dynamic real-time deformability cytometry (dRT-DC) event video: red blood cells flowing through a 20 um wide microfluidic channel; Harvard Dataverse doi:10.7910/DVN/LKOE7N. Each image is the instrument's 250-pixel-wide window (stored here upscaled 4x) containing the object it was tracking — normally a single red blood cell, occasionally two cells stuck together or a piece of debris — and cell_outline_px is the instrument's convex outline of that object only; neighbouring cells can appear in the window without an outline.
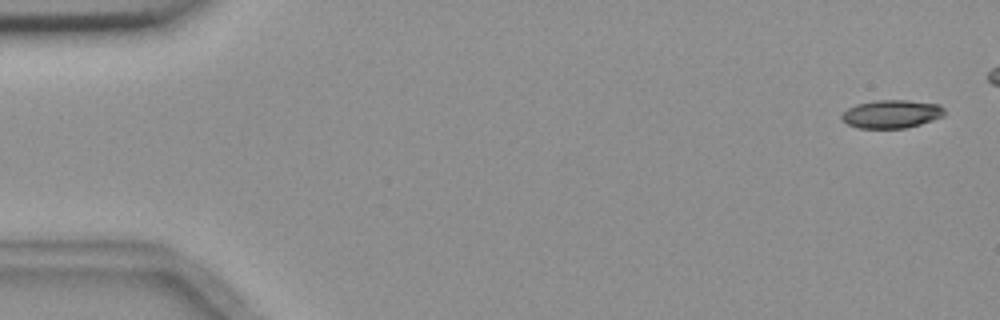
{"species": "common noctule bat (a hibernating species)", "species_latin": "Nyctalus noctula", "temperature_condition": "room temperature", "stored_images_in_passage": 6, "camera_frame_rate_fps": 3000, "um_per_image_px": 0.085, "animal": {"sex": "female", "body_mass_g": 18.4}, "frame": {"image": 1, "passage_image": 1, "time_ms": 0.0, "image_size_px": [1000, 320], "cell_outline_px": [[944, 116], [920, 124], [904, 128], [860, 128], [848, 124], [840, 120], [840, 116], [848, 108], [856, 104], [876, 100], [908, 100], [940, 104], [944, 108]], "centroid_in_image_um": [75.77, 9.68], "position_along_channel_um": 9.2, "area_um2": 16.94}}